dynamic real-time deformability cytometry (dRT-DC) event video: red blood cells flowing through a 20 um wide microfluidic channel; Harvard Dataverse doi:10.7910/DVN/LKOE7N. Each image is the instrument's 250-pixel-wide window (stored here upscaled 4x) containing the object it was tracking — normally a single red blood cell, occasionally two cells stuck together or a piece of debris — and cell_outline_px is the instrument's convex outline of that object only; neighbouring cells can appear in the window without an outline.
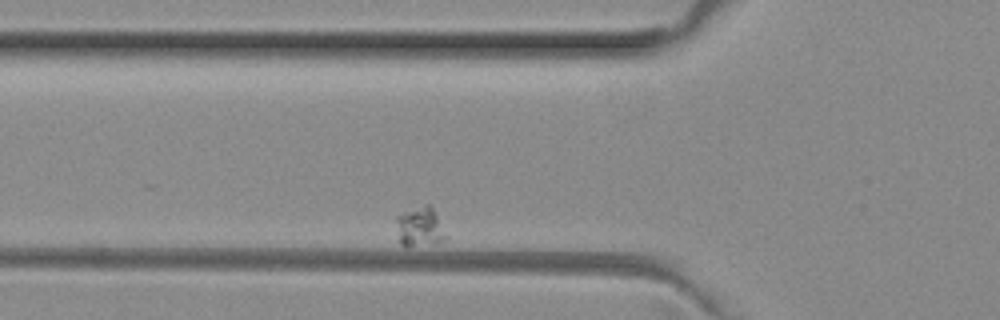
{"species": "common noctule bat (a hibernating species)", "species_latin": "Nyctalus noctula", "temperature_condition": "room temperature", "stored_images_in_passage": 3, "camera_frame_rate_fps": 3000, "um_per_image_px": 0.085, "animal": {"sex": "female", "body_mass_g": 29.2, "forearm_length_mm": 56.3}, "frame": {"image": 1, "passage_image": 3, "time_ms": 0.667, "image_size_px": [1000, 320], "cell_outline_px": [[448, 236], [444, 240], [408, 248], [400, 244], [396, 220], [396, 216], [424, 204], [432, 204]], "centroid_in_image_um": [35.71, 19.28], "position_along_channel_um": 90.1, "area_um2": 11.56}}